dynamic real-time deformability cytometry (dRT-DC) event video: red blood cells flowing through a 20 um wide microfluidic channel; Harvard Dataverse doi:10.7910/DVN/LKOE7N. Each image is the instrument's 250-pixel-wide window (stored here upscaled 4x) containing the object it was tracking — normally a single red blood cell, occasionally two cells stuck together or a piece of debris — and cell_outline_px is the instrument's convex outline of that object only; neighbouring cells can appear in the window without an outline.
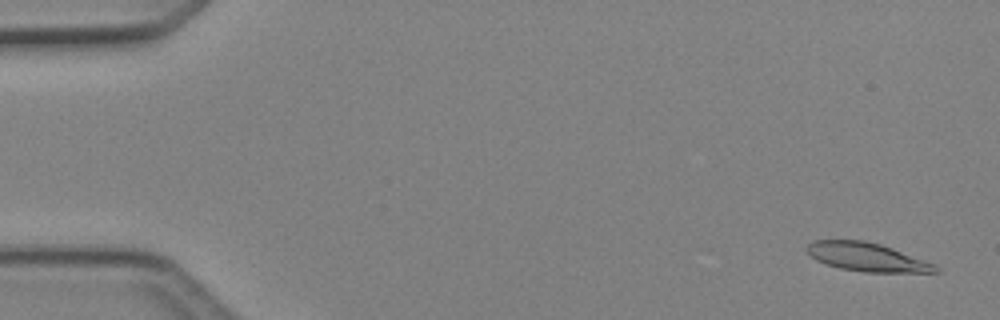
{"species": "Egyptian fruit bat (a non-hibernating species)", "species_latin": "Rousettus aegyptiacus", "temperature_condition": "cold", "stored_images_in_passage": 48, "camera_frame_rate_fps": 3000, "um_per_image_px": 0.085, "animal": {"sex": "female"}, "frame": {"image": 1, "passage_image": 2, "time_ms": 0.333, "image_size_px": [1000, 320], "cell_outline_px": [[940, 272], [864, 272], [840, 268], [816, 260], [804, 248], [812, 240], [864, 240], [880, 244], [892, 248], [936, 264], [940, 268]], "centroid_in_image_um": [73.7, 21.84], "position_along_channel_um": 11.3, "area_um2": 21.33}}
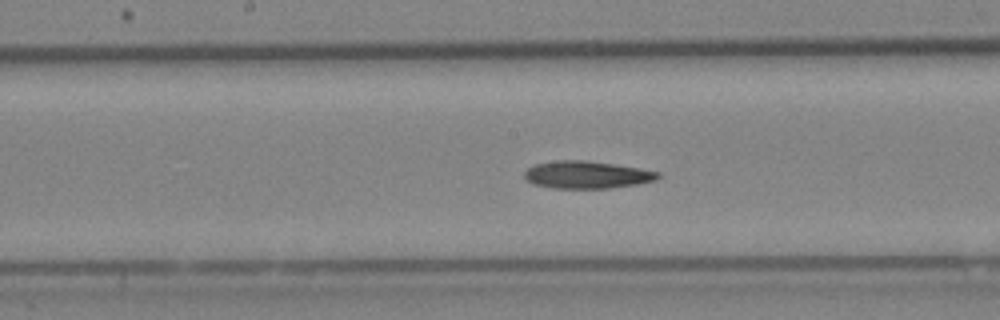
{"frame": {"image": 2, "passage_image": 25, "time_ms": 8.0, "image_size_px": [1000, 320], "cell_outline_px": [[660, 176], [656, 180], [636, 184], [608, 188], [552, 188], [532, 184], [524, 176], [524, 172], [532, 164], [556, 160], [584, 160], [612, 164], [660, 172]], "centroid_in_image_um": [49.82, 14.85], "position_along_channel_um": 198.4, "area_um2": 21.21}}
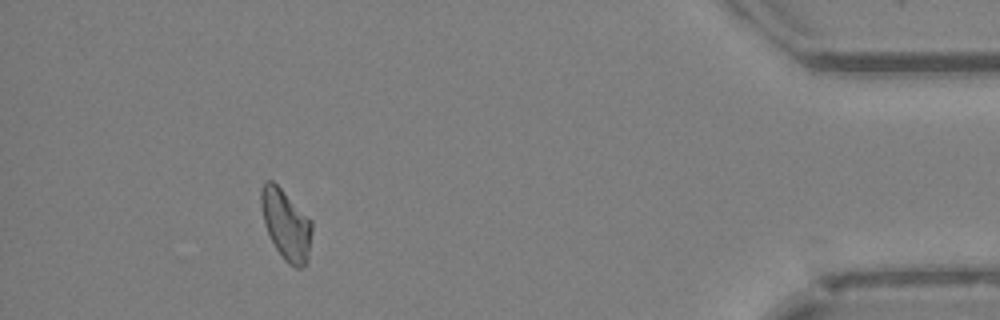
{"frame": {"image": 3, "passage_image": 44, "time_ms": 14.333, "image_size_px": [1000, 320], "cell_outline_px": [[312, 232], [308, 252], [304, 268], [296, 268], [288, 264], [284, 260], [276, 248], [264, 224], [260, 204], [260, 188], [264, 180], [272, 180], [312, 220]], "centroid_in_image_um": [24.29, 19.07], "position_along_channel_um": 410.9, "area_um2": 20.75}}